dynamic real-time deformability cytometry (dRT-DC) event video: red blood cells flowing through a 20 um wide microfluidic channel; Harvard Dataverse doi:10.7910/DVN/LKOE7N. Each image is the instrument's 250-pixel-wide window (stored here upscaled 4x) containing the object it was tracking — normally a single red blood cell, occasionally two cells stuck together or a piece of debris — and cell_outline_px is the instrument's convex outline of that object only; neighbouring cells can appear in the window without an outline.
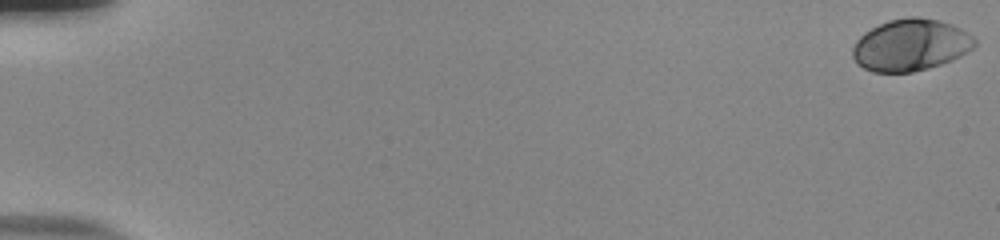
{"species": "human", "species_latin": "Homo sapiens", "temperature_condition": "room temperature", "stored_images_in_passage": 55, "camera_frame_rate_fps": 3000, "um_per_image_px": 0.085, "donor": {"sex": "male"}, "frame": {"image": 1, "passage_image": 1, "time_ms": 0.0, "image_size_px": [1000, 240], "cell_outline_px": [[976, 44], [972, 48], [960, 56], [952, 60], [928, 68], [912, 72], [872, 72], [856, 64], [852, 56], [852, 48], [856, 40], [864, 32], [888, 20], [908, 16], [920, 16], [952, 24], [960, 28], [972, 36], [976, 40]], "centroid_in_image_um": [77.37, 3.82], "position_along_channel_um": 7.6, "area_um2": 36.93}}
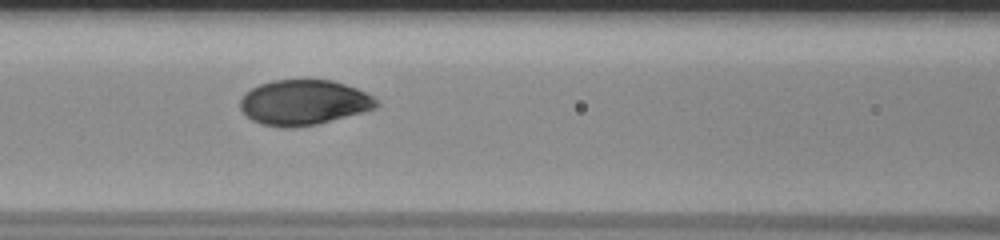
{"frame": {"image": 2, "passage_image": 26, "time_ms": 8.333, "image_size_px": [1000, 240], "cell_outline_px": [[380, 104], [376, 108], [364, 112], [316, 124], [292, 128], [284, 128], [264, 124], [252, 120], [240, 108], [240, 96], [252, 88], [260, 84], [272, 80], [332, 80], [356, 88], [372, 96]], "centroid_in_image_um": [25.82, 8.71], "position_along_channel_um": 140.8, "area_um2": 35.72}}
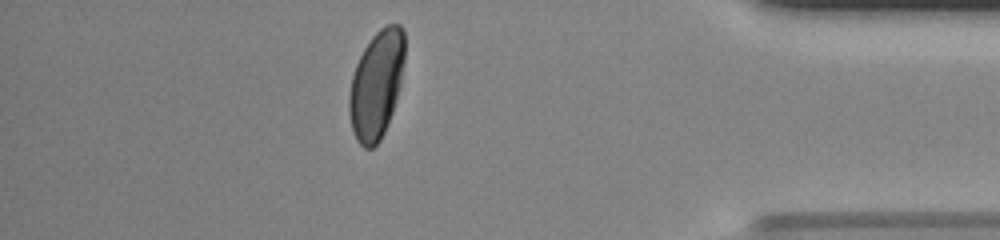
{"frame": {"image": 3, "passage_image": 49, "time_ms": 16.0, "image_size_px": [1000, 240], "cell_outline_px": [[404, 60], [400, 84], [396, 100], [392, 112], [384, 132], [380, 140], [372, 148], [364, 148], [356, 140], [352, 128], [348, 112], [348, 96], [352, 76], [356, 64], [364, 48], [372, 36], [380, 28], [388, 24], [400, 24], [404, 28]], "centroid_in_image_um": [31.99, 7.18], "position_along_channel_um": 403.2, "area_um2": 34.97}, "authors_computed_cell_mechanics": {"area_um2": 36.125, "velocity_mm_per_s": 3.8393, "shape_relaxation_time_tau1_ms": 2.7965, "shape_relaxation_time_tau2_ms": null, "deformation_change_tau1": 0.159, "deformation_change_tau2": null}}